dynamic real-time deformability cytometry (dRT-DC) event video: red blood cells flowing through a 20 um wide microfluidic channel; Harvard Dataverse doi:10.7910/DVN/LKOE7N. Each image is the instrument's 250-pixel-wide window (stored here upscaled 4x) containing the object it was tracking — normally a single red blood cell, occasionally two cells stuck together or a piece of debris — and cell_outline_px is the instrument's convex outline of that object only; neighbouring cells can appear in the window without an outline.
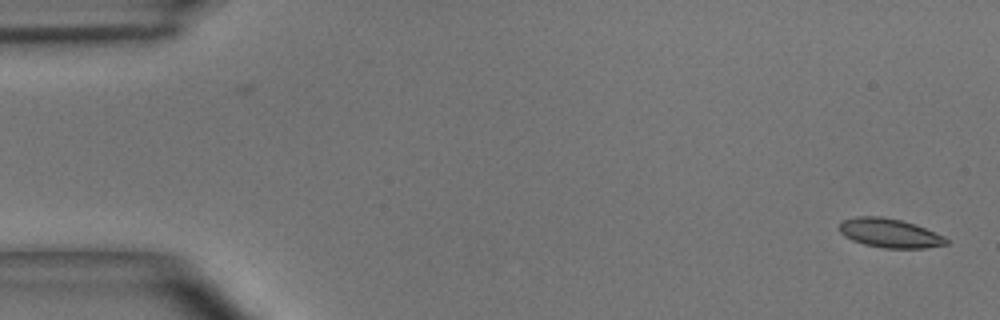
{"species": "common noctule bat (a hibernating species)", "species_latin": "Nyctalus noctula", "temperature_condition": "room temperature", "stored_images_in_passage": 9, "camera_frame_rate_fps": 3000, "um_per_image_px": 0.085, "animal": {"sex": "male", "body_mass_g": 15.6}, "frame": {"image": 1, "passage_image": 1, "time_ms": 0.0, "image_size_px": [1000, 320], "cell_outline_px": [[948, 244], [924, 248], [884, 248], [864, 244], [852, 240], [844, 236], [836, 228], [840, 220], [856, 216], [884, 216], [916, 224], [944, 236], [948, 240]], "centroid_in_image_um": [75.57, 19.8], "position_along_channel_um": 9.4, "area_um2": 18.38}}